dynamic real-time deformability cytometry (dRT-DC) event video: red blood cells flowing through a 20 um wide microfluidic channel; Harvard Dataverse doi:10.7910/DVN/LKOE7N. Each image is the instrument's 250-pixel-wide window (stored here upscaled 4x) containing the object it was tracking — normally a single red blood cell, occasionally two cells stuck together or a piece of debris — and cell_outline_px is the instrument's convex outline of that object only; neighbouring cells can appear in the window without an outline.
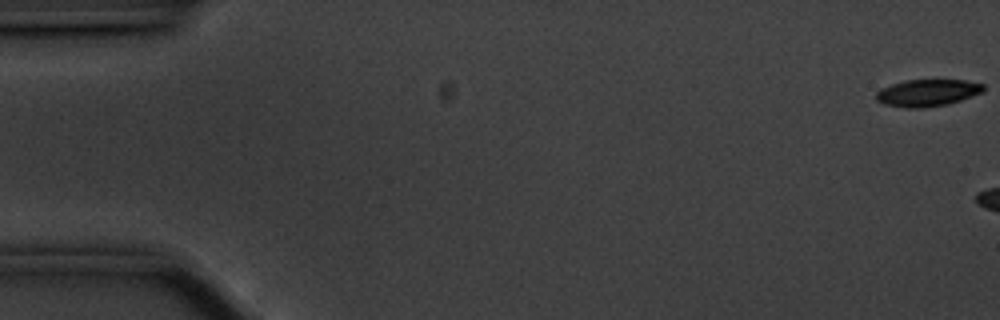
{"species": "common noctule bat (a hibernating species)", "species_latin": "Nyctalus noctula", "temperature_condition": "cold", "stored_images_in_passage": 6, "camera_frame_rate_fps": 3000, "um_per_image_px": 0.085, "animal": {"sex": "male", "body_mass_g": 20.1, "forearm_length_mm": 53.5}, "frame": {"image": 1, "passage_image": 1, "time_ms": 0.0, "image_size_px": [1000, 320], "cell_outline_px": [[984, 92], [948, 104], [924, 108], [908, 108], [884, 104], [876, 100], [876, 92], [880, 88], [904, 80], [964, 80], [984, 84]], "centroid_in_image_um": [78.82, 7.89], "position_along_channel_um": 6.2, "area_um2": 16.94}}